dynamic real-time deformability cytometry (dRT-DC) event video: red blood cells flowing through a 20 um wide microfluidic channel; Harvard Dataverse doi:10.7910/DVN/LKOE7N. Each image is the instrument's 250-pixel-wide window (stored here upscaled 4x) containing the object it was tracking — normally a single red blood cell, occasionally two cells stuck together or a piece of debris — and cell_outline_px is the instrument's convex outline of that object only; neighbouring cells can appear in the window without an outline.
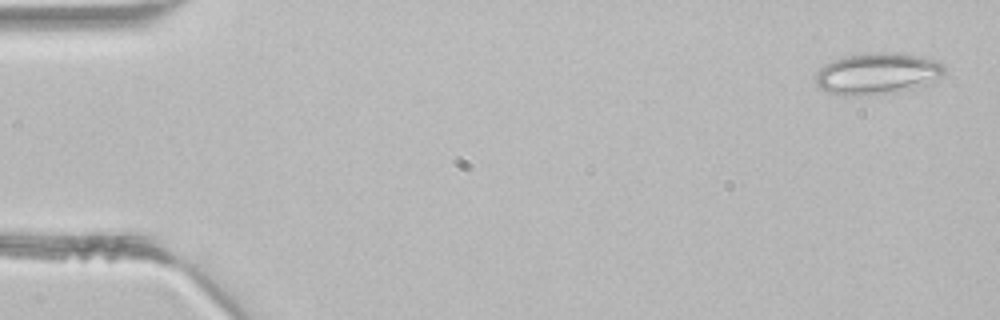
{"species": "common noctule bat (a hibernating species)", "species_latin": "Nyctalus noctula", "temperature_condition": "room temperature", "stored_images_in_passage": 4, "camera_frame_rate_fps": 3000, "um_per_image_px": 0.085, "animal": {"sex": "male", "body_mass_g": 21.5, "forearm_length_mm": 52.0}, "frame": {"image": 1, "passage_image": 1, "time_ms": 0.0, "image_size_px": [1000, 320], "cell_outline_px": [[944, 76], [936, 80], [924, 84], [908, 88], [872, 96], [844, 96], [824, 92], [816, 84], [816, 72], [824, 64], [832, 60], [844, 56], [864, 52], [900, 52], [920, 56], [944, 64]], "centroid_in_image_um": [74.51, 6.25], "position_along_channel_um": 10.5, "area_um2": 31.5}}